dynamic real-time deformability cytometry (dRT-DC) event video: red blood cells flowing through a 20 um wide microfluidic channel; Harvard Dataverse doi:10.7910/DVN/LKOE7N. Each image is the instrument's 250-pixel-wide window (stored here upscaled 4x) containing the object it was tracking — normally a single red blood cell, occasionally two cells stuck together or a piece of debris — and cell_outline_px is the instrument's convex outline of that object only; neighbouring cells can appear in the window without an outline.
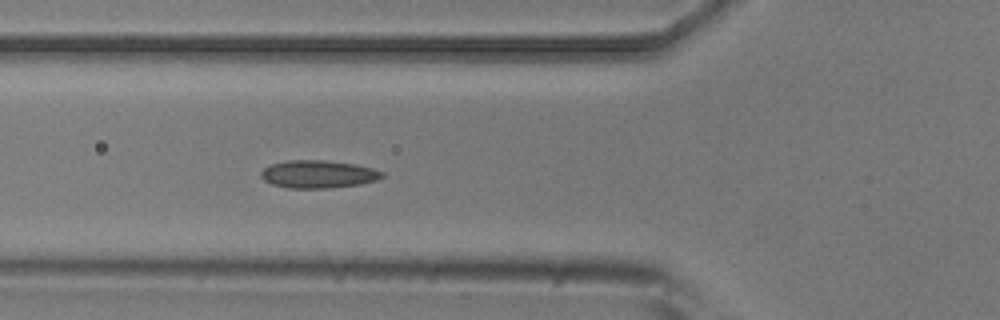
{"species": "common noctule bat (a hibernating species)", "species_latin": "Nyctalus noctula", "temperature_condition": "room temperature", "stored_images_in_passage": 2, "camera_frame_rate_fps": 3000, "um_per_image_px": 0.085, "animal": {"sex": "male", "body_mass_g": 20.5, "forearm_length_mm": 52.5}, "frame": {"image": 1, "passage_image": 2, "time_ms": 0.333, "image_size_px": [1000, 320], "cell_outline_px": [[384, 176], [376, 180], [360, 184], [332, 188], [288, 188], [272, 184], [264, 180], [260, 176], [260, 172], [264, 168], [272, 164], [288, 160], [328, 160], [356, 164], [372, 168], [384, 172]], "centroid_in_image_um": [27.05, 14.8], "position_along_channel_um": 98.7, "area_um2": 19.71}}